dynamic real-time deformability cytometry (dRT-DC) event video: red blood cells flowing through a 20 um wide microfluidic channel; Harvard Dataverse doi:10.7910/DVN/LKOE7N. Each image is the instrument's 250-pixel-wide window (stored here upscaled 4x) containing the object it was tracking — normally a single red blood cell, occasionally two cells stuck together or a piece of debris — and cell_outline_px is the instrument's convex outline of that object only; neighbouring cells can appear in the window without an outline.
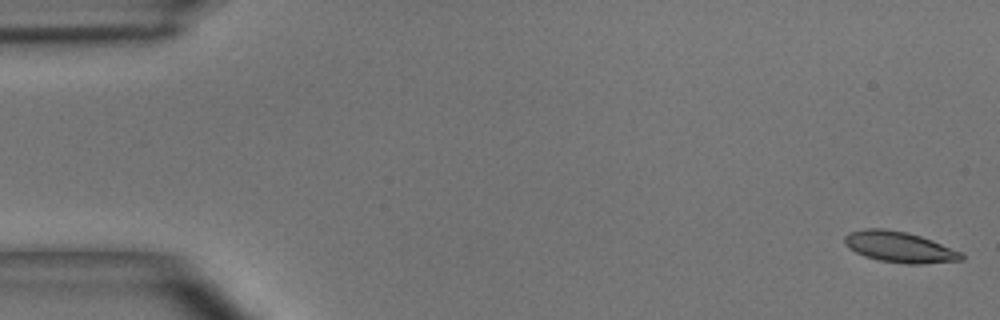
{"species": "common noctule bat (a hibernating species)", "species_latin": "Nyctalus noctula", "temperature_condition": "room temperature", "stored_images_in_passage": 50, "camera_frame_rate_fps": 3000, "um_per_image_px": 0.085, "animal": {"sex": "male", "body_mass_g": 15.6}, "frame": {"image": 1, "passage_image": 1, "time_ms": 0.0, "image_size_px": [1000, 320], "cell_outline_px": [[964, 260], [920, 264], [908, 264], [880, 260], [864, 256], [848, 248], [844, 244], [844, 236], [848, 232], [864, 228], [884, 228], [908, 232], [932, 240], [964, 252]], "centroid_in_image_um": [76.46, 20.98], "position_along_channel_um": 8.5, "area_um2": 21.27}}
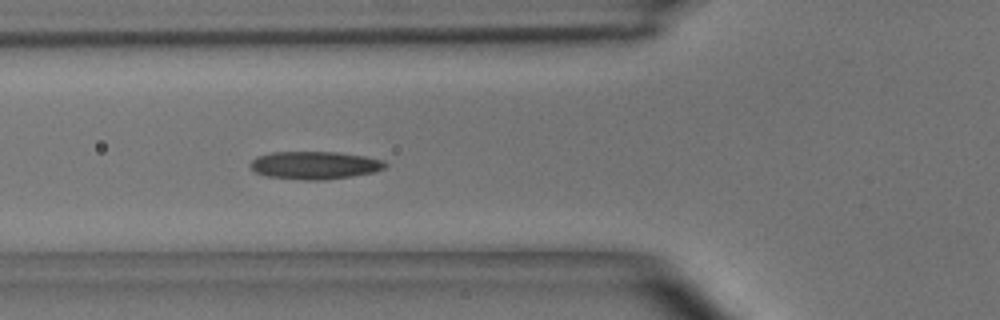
{"frame": {"image": 2, "passage_image": 18, "time_ms": 5.667, "image_size_px": [1000, 320], "cell_outline_px": [[388, 164], [384, 168], [372, 172], [352, 176], [324, 180], [304, 180], [268, 176], [256, 172], [248, 164], [256, 156], [272, 152], [336, 152], [364, 156], [384, 160]], "centroid_in_image_um": [26.74, 14.04], "position_along_channel_um": 99.1, "area_um2": 21.79}}
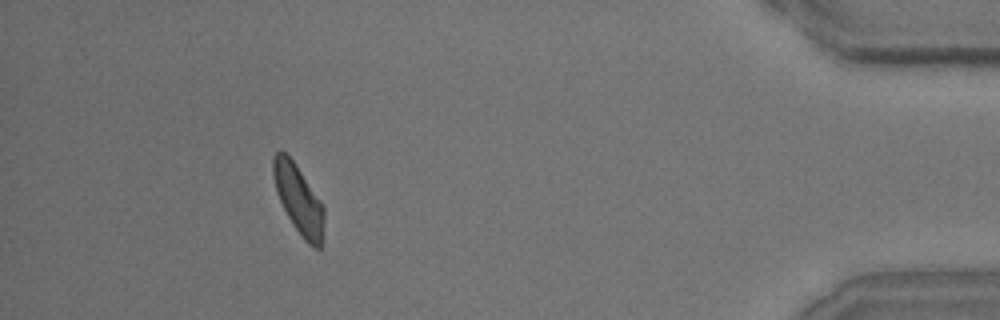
{"frame": {"image": 3, "passage_image": 46, "time_ms": 15.0, "image_size_px": [1000, 320], "cell_outline_px": [[324, 240], [320, 248], [316, 248], [308, 244], [304, 240], [292, 224], [276, 192], [272, 172], [272, 160], [276, 152], [280, 148], [292, 160], [320, 200], [324, 208]], "centroid_in_image_um": [25.39, 16.99], "position_along_channel_um": 409.8, "area_um2": 20.35}, "authors_computed_cell_mechanics": {"area_um2": 21.0392, "velocity_mm_per_s": 3.9368, "shape_relaxation_time_tau1_ms": 3.6014, "shape_relaxation_time_tau2_ms": 3.1716, "deformation_change_tau1": 0.1359, "deformation_change_tau2": 0.1137}}